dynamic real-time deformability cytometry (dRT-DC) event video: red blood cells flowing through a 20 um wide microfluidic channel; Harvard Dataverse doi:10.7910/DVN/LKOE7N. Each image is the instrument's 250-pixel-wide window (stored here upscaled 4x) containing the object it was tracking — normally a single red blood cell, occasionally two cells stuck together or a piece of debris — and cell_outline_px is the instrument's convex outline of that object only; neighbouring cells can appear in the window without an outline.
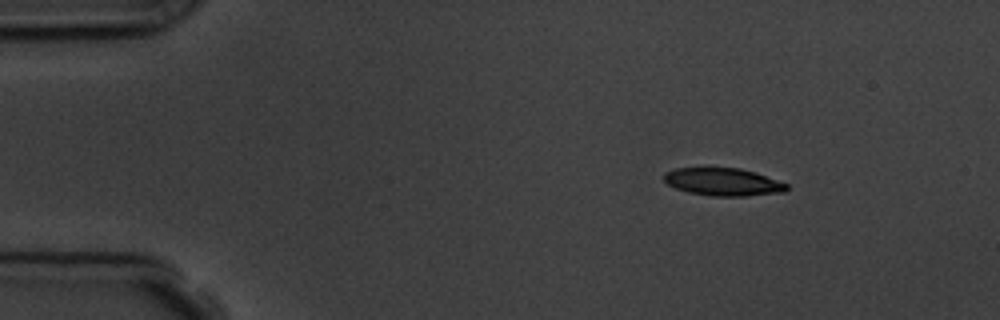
{"species": "common noctule bat (a hibernating species)", "species_latin": "Nyctalus noctula", "temperature_condition": "room temperature", "stored_images_in_passage": 4, "camera_frame_rate_fps": 3000, "um_per_image_px": 0.085, "animal": {"sex": "male", "body_mass_g": 19.5, "forearm_length_mm": 54.6}, "frame": {"image": 1, "passage_image": 1, "time_ms": 0.0, "image_size_px": [1000, 320], "cell_outline_px": [[788, 188], [784, 192], [744, 196], [712, 196], [688, 192], [676, 188], [668, 184], [664, 180], [664, 172], [676, 168], [740, 168], [756, 172], [788, 184]], "centroid_in_image_um": [61.47, 15.46], "position_along_channel_um": 23.5, "area_um2": 19.77}}
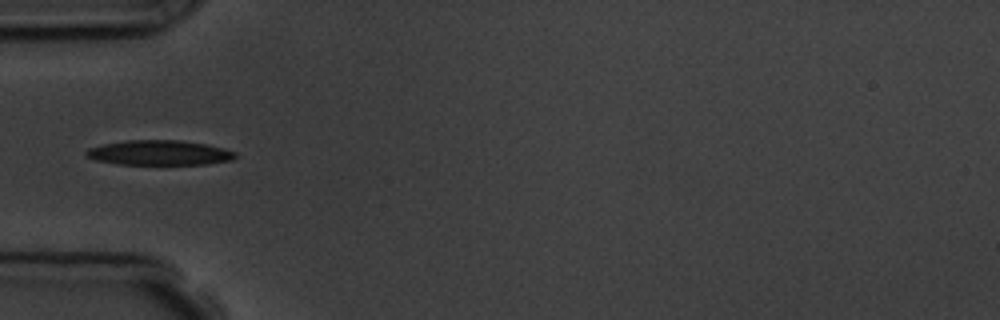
{"frame": {"image": 2, "passage_image": 4, "time_ms": 3.333, "image_size_px": [1000, 320], "cell_outline_px": [[236, 156], [232, 160], [204, 164], [116, 164], [96, 160], [88, 156], [84, 152], [88, 148], [104, 144], [128, 140], [180, 140], [204, 144], [224, 148], [236, 152]], "centroid_in_image_um": [13.54, 12.98], "position_along_channel_um": 71.5, "area_um2": 21.44}}